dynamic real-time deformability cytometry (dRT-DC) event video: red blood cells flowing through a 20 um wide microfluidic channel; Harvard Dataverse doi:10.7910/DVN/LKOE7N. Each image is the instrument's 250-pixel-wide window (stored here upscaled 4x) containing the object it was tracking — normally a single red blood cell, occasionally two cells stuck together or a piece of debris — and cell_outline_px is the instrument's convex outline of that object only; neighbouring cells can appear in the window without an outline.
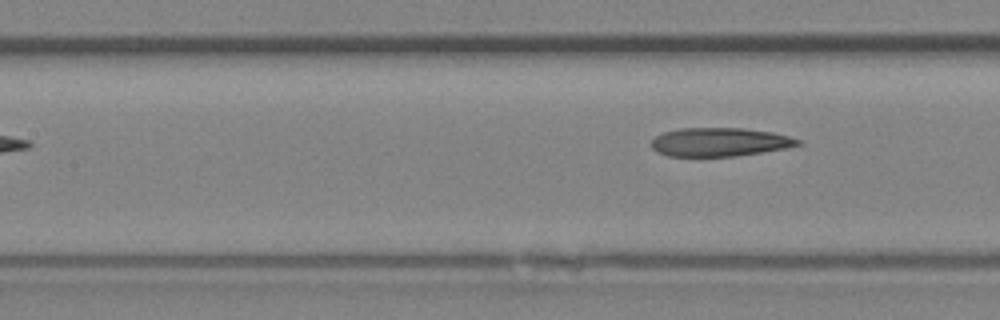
{"species": "Egyptian fruit bat (a non-hibernating species)", "species_latin": "Rousettus aegyptiacus", "temperature_condition": "room temperature", "stored_images_in_passage": 6, "camera_frame_rate_fps": 3000, "um_per_image_px": 0.085, "animal": {"sex": "female"}, "frame": {"image": 1, "passage_image": 6, "time_ms": 1.667, "image_size_px": [1000, 320], "cell_outline_px": [[800, 144], [788, 148], [736, 156], [668, 156], [656, 152], [652, 148], [652, 140], [656, 136], [664, 132], [680, 128], [744, 128], [772, 132], [788, 136], [800, 140]], "centroid_in_image_um": [61.16, 12.07], "position_along_channel_um": 146.2, "area_um2": 24.39}}